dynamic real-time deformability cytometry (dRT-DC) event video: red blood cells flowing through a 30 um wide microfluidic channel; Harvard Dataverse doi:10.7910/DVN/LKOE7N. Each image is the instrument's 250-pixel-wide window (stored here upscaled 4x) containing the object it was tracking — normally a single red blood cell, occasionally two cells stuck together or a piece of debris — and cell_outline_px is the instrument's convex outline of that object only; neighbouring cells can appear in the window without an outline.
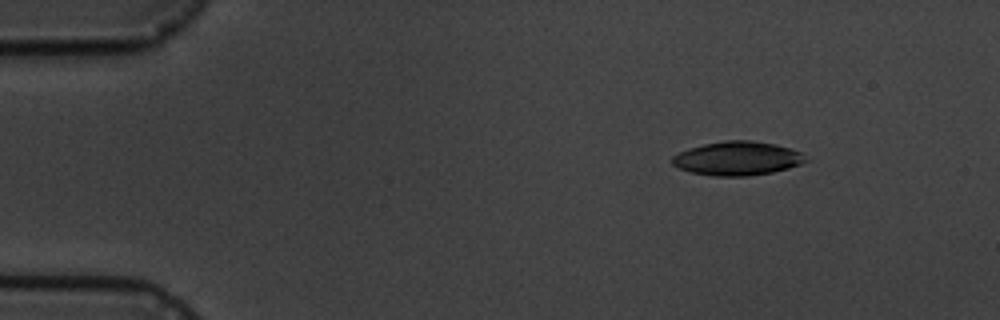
{"species": "common noctule bat (a hibernating species)", "species_latin": "Nyctalus noctula", "temperature_condition": "cold", "stored_images_in_passage": 7, "camera_frame_rate_fps": 3000, "um_per_image_px": 0.085, "animal": {"sex": "male", "body_mass_g": 19.5, "forearm_length_mm": 54.6}, "frame": {"image": 1, "passage_image": 3, "time_ms": 2.333, "image_size_px": [1000, 320], "cell_outline_px": [[812, 160], [788, 168], [772, 172], [748, 176], [712, 176], [692, 172], [680, 168], [672, 164], [672, 156], [688, 148], [704, 144], [724, 140], [752, 140], [776, 144], [800, 152]], "centroid_in_image_um": [62.7, 13.46], "position_along_channel_um": 22.3, "area_um2": 26.41}}
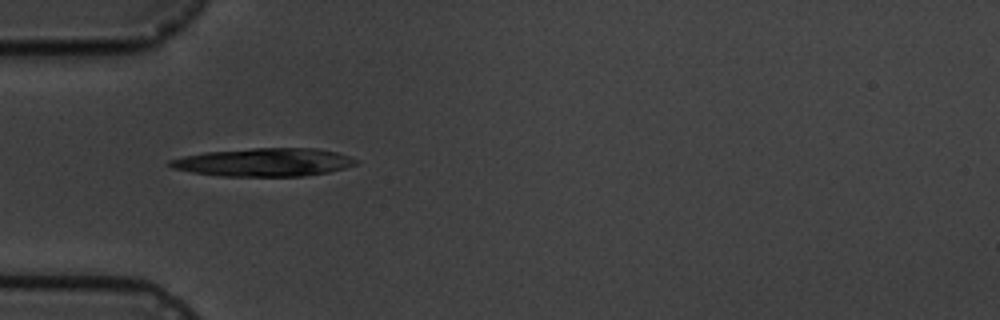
{"frame": {"image": 2, "passage_image": 6, "time_ms": 5.667, "image_size_px": [1000, 320], "cell_outline_px": [[360, 160], [356, 164], [344, 168], [328, 172], [304, 176], [220, 176], [192, 172], [172, 168], [164, 164], [168, 160], [184, 156], [204, 152], [252, 148], [316, 148], [336, 152]], "centroid_in_image_um": [22.4, 13.79], "position_along_channel_um": 62.6, "area_um2": 30.69}}